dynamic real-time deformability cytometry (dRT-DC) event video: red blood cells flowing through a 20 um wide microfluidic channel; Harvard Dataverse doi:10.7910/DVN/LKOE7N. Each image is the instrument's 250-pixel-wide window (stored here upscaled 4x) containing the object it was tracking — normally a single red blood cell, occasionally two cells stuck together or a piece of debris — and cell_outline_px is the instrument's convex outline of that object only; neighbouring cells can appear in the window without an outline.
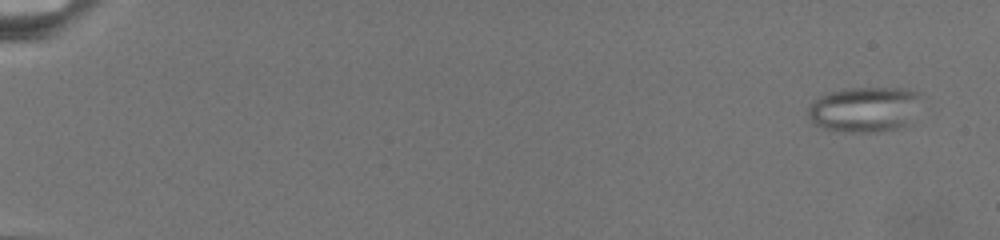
{"species": "common noctule bat (a hibernating species)", "species_latin": "Nyctalus noctula", "temperature_condition": "warm", "stored_images_in_passage": 72, "camera_frame_rate_fps": 3000, "um_per_image_px": 0.085, "animal": {"sex": "female", "body_mass_g": 19.5, "forearm_length_mm": 54.1}, "frame": {"image": 1, "passage_image": 2, "time_ms": 1.0, "image_size_px": [1000, 240], "cell_outline_px": [[924, 96], [908, 124], [896, 128], [872, 132], [844, 132], [824, 128], [812, 124], [808, 116], [808, 104], [820, 96], [844, 88], [908, 88], [920, 92]], "centroid_in_image_um": [73.5, 9.28], "position_along_channel_um": 11.5, "area_um2": 30.23}}
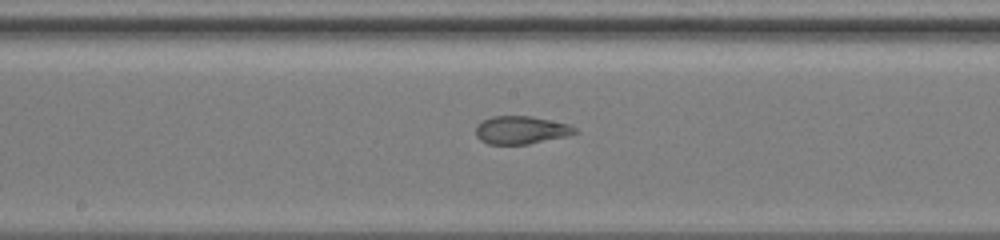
{"frame": {"image": 2, "passage_image": 39, "time_ms": 14.0, "image_size_px": [1000, 240], "cell_outline_px": [[580, 132], [568, 136], [528, 144], [488, 144], [480, 140], [476, 136], [476, 124], [492, 116], [532, 116], [568, 124], [576, 128]], "centroid_in_image_um": [44.3, 11.05], "position_along_channel_um": 203.9, "area_um2": 16.24}}
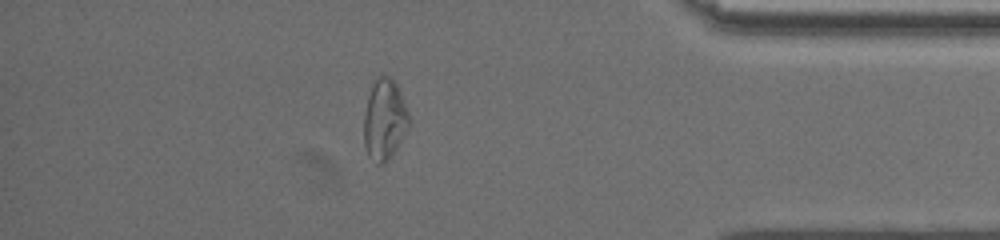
{"frame": {"image": 3, "passage_image": 63, "time_ms": 21.667, "image_size_px": [1000, 240], "cell_outline_px": [[408, 128], [396, 148], [388, 160], [384, 164], [376, 164], [368, 156], [364, 148], [364, 112], [368, 96], [372, 84], [376, 76], [388, 76], [396, 84], [400, 92], [408, 112]], "centroid_in_image_um": [32.65, 10.18], "position_along_channel_um": 402.6, "area_um2": 21.1}}